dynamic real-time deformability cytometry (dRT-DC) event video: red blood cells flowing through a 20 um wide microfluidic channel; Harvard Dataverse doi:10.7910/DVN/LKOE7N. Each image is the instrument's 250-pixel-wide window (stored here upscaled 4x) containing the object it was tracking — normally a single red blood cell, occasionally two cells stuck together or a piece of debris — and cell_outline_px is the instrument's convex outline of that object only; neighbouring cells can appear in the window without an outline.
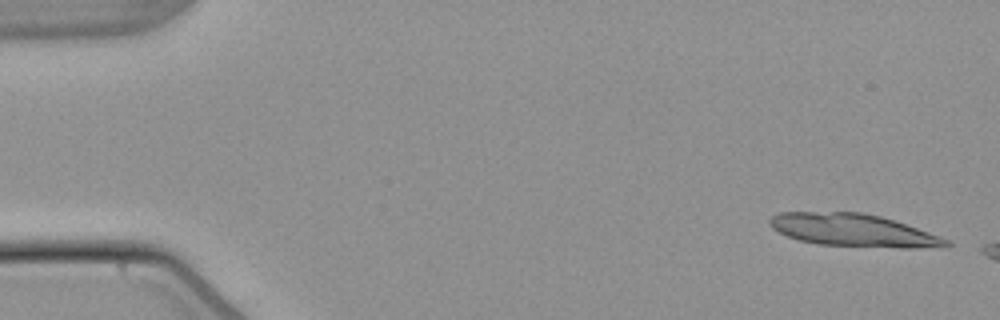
{"species": "common noctule bat (a hibernating species)", "species_latin": "Nyctalus noctula", "temperature_condition": "warm", "stored_images_in_passage": 8, "camera_frame_rate_fps": 3000, "um_per_image_px": 0.085, "animal": {"sex": "male", "body_mass_g": 21.5, "forearm_length_mm": 52.0}, "frame": {"image": 1, "passage_image": 2, "time_ms": 0.333, "image_size_px": [1000, 320], "cell_outline_px": [[952, 244], [916, 248], [904, 248], [820, 244], [800, 240], [788, 236], [772, 228], [768, 224], [768, 220], [772, 216], [780, 212], [860, 212], [880, 216], [928, 232], [948, 240]], "centroid_in_image_um": [72.45, 19.56], "position_along_channel_um": 12.6, "area_um2": 32.83}}